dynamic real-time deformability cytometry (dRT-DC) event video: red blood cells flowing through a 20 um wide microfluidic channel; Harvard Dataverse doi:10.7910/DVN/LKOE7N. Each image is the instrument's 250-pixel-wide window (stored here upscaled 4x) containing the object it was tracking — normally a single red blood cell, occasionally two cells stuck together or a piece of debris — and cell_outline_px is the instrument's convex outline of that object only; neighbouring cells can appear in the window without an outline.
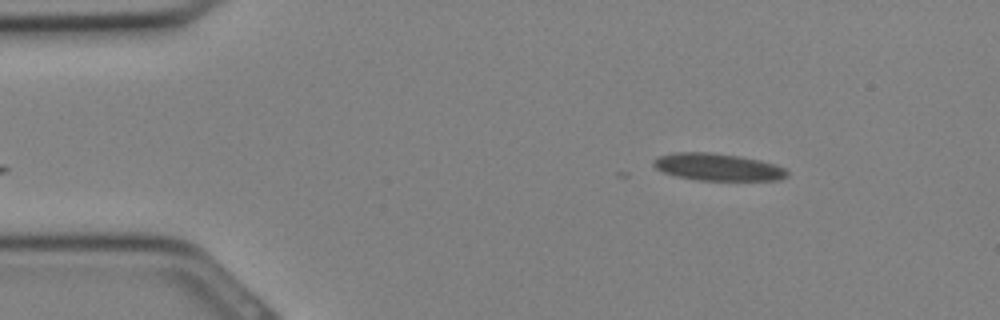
{"species": "Egyptian fruit bat (a non-hibernating species)", "species_latin": "Rousettus aegyptiacus", "temperature_condition": "cold", "stored_images_in_passage": 5, "camera_frame_rate_fps": 3000, "um_per_image_px": 0.085, "animal": {"sex": "female"}, "frame": {"image": 1, "passage_image": 1, "time_ms": 0.0, "image_size_px": [1000, 320], "cell_outline_px": [[788, 176], [780, 180], [696, 180], [676, 176], [664, 172], [656, 168], [652, 164], [652, 160], [656, 156], [672, 152], [712, 152], [740, 156], [760, 160], [776, 164], [784, 168], [788, 172]], "centroid_in_image_um": [60.98, 14.19], "position_along_channel_um": 24.0, "area_um2": 21.44}}